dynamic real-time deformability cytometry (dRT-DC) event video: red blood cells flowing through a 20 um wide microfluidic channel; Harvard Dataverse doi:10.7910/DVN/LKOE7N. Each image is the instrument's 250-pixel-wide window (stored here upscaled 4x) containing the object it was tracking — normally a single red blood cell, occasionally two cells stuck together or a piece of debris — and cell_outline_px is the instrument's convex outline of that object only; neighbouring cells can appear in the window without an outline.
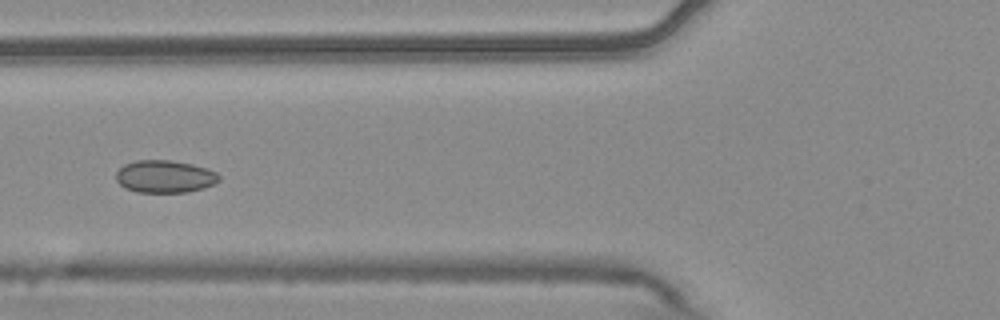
{"species": "common noctule bat (a hibernating species)", "species_latin": "Nyctalus noctula", "temperature_condition": "warm", "stored_images_in_passage": 4, "camera_frame_rate_fps": 3000, "um_per_image_px": 0.085, "animal": {"sex": "male", "body_mass_g": 20.4}, "frame": {"image": 1, "passage_image": 4, "time_ms": 1.0, "image_size_px": [1000, 320], "cell_outline_px": [[220, 180], [216, 184], [204, 188], [188, 192], [136, 192], [124, 188], [116, 180], [116, 172], [124, 164], [136, 160], [172, 160], [192, 164], [216, 172], [220, 176]], "centroid_in_image_um": [14.01, 15.01], "position_along_channel_um": 111.8, "area_um2": 19.65}}